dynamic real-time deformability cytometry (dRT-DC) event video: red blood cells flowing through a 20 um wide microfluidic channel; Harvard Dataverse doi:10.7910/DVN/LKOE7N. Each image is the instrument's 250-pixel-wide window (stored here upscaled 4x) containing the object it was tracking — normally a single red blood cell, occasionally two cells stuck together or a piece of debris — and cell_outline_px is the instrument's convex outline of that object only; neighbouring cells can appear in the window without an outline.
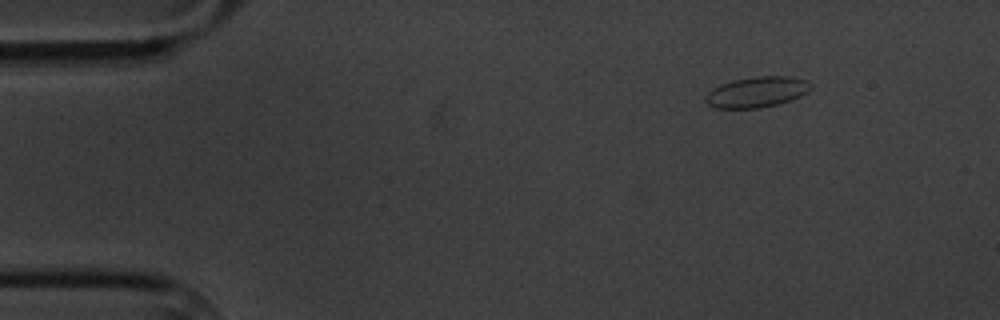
{"species": "common noctule bat (a hibernating species)", "species_latin": "Nyctalus noctula", "temperature_condition": "cold", "stored_images_in_passage": 53, "camera_frame_rate_fps": 3000, "um_per_image_px": 0.085, "animal": {"sex": "male", "body_mass_g": 20.1, "forearm_length_mm": 53.5}, "frame": {"image": 1, "passage_image": 1, "time_ms": 0.0, "image_size_px": [1000, 320], "cell_outline_px": [[812, 88], [808, 92], [800, 96], [776, 104], [760, 108], [716, 108], [708, 104], [704, 100], [704, 96], [712, 88], [720, 84], [732, 80], [756, 76], [788, 76], [808, 80], [812, 84]], "centroid_in_image_um": [64.32, 7.81], "position_along_channel_um": 20.7, "area_um2": 18.9}}
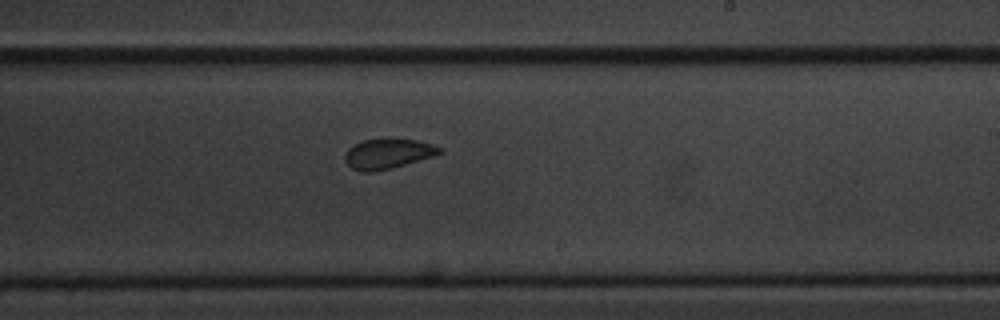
{"frame": {"image": 2, "passage_image": 29, "time_ms": 9.333, "image_size_px": [1000, 320], "cell_outline_px": [[444, 152], [436, 156], [392, 168], [372, 172], [364, 172], [352, 168], [344, 160], [344, 156], [348, 148], [364, 140], [416, 140], [432, 144], [440, 148]], "centroid_in_image_um": [32.99, 13.09], "position_along_channel_um": 256.0, "area_um2": 16.3}}
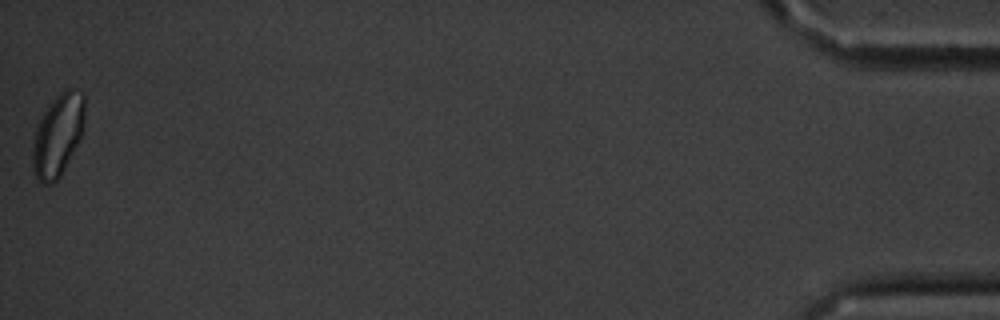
{"frame": {"image": 3, "passage_image": 53, "time_ms": 17.333, "image_size_px": [1000, 320], "cell_outline_px": [[84, 120], [80, 136], [60, 176], [52, 184], [44, 184], [36, 180], [32, 168], [32, 152], [36, 128], [44, 112], [56, 96], [64, 88], [72, 88], [84, 92]], "centroid_in_image_um": [4.9, 11.48], "position_along_channel_um": 430.3, "area_um2": 24.62}, "authors_computed_cell_mechanics": {"area_um2": 17.5712, "velocity_mm_per_s": 3.3574, "shape_relaxation_time_tau1_ms": null, "shape_relaxation_time_tau2_ms": 1.3668, "deformation_change_tau1": null, "deformation_change_tau2": 0.0563}}